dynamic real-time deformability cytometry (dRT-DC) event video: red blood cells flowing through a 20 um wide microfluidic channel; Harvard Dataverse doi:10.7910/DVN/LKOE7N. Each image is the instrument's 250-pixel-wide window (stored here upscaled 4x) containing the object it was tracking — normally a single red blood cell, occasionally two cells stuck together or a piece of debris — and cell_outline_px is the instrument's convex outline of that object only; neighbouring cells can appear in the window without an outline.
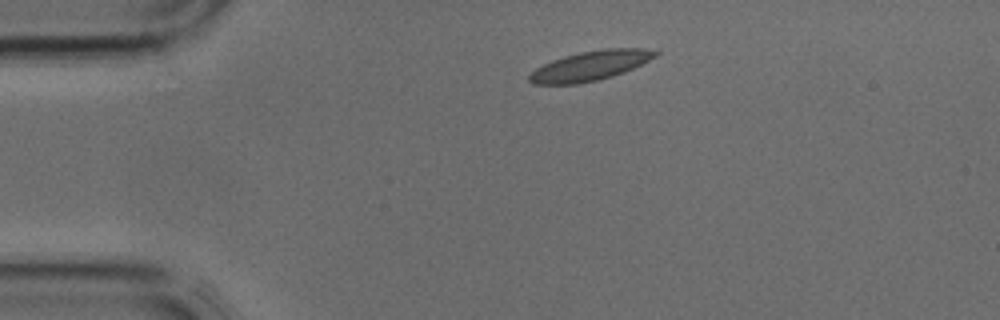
{"species": "common noctule bat (a hibernating species)", "species_latin": "Nyctalus noctula", "temperature_condition": "cold", "stored_images_in_passage": 2, "camera_frame_rate_fps": 3000, "um_per_image_px": 0.085, "animal": {"sex": "male", "body_mass_g": 17.9, "forearm_length_mm": 54.2}, "frame": {"image": 1, "passage_image": 2, "time_ms": 0.333, "image_size_px": [1000, 320], "cell_outline_px": [[660, 52], [656, 56], [624, 72], [612, 76], [596, 80], [576, 84], [532, 84], [528, 80], [528, 76], [536, 68], [552, 60], [564, 56], [580, 52], [608, 48], [644, 48]], "centroid_in_image_um": [50.15, 5.59], "position_along_channel_um": 34.9, "area_um2": 21.5}}